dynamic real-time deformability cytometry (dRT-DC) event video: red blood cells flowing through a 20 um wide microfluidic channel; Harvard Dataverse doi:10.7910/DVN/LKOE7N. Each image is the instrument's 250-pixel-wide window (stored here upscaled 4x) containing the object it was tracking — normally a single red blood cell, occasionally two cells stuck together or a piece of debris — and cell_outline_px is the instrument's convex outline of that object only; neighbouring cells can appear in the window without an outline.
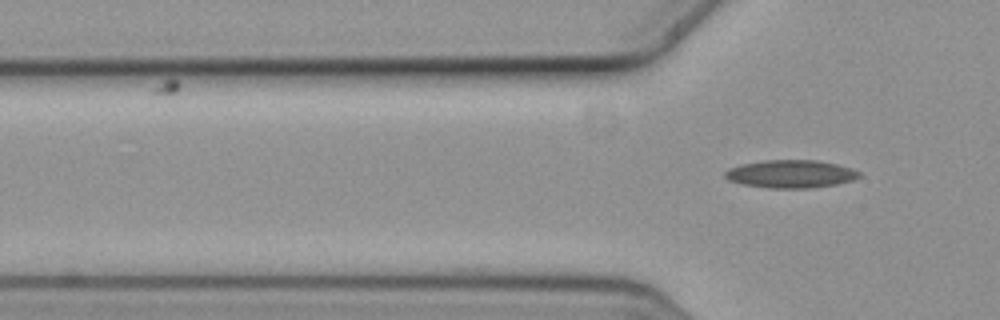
{"species": "common noctule bat (a hibernating species)", "species_latin": "Nyctalus noctula", "temperature_condition": "cold", "stored_images_in_passage": 2, "camera_frame_rate_fps": 3000, "um_per_image_px": 0.085, "animal": {"sex": "female", "body_mass_g": 19.3, "forearm_length_mm": 54.1}, "frame": {"image": 1, "passage_image": 2, "time_ms": 0.333, "image_size_px": [1000, 320], "cell_outline_px": [[860, 176], [852, 180], [836, 184], [812, 188], [768, 188], [744, 184], [728, 180], [724, 176], [724, 172], [728, 168], [740, 164], [764, 160], [816, 160], [836, 164], [852, 168], [860, 172]], "centroid_in_image_um": [67.19, 14.78], "position_along_channel_um": 58.6, "area_um2": 21.85}}